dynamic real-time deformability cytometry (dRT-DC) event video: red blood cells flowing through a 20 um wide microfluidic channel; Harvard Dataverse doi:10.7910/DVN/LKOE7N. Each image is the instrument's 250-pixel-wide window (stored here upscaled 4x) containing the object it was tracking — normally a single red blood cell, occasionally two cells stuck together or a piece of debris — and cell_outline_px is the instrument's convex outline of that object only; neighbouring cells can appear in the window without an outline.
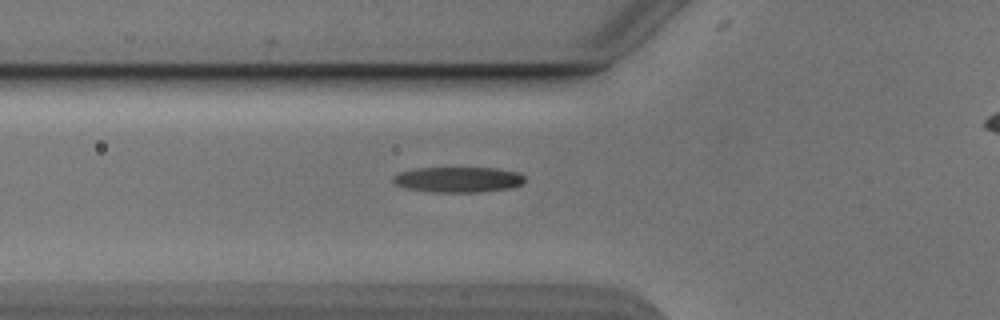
{"species": "Egyptian fruit bat (a non-hibernating species)", "species_latin": "Rousettus aegyptiacus", "temperature_condition": "cold", "stored_images_in_passage": 31, "camera_frame_rate_fps": 3000, "um_per_image_px": 0.085, "animal": {"sex": "male"}, "frame": {"image": 1, "passage_image": 2, "time_ms": 0.333, "image_size_px": [1000, 320], "cell_outline_px": [[524, 180], [520, 184], [512, 188], [480, 192], [432, 192], [404, 188], [396, 184], [392, 180], [392, 176], [400, 172], [416, 168], [496, 168], [516, 172], [524, 176]], "centroid_in_image_um": [38.91, 15.27], "position_along_channel_um": 86.9, "area_um2": 19.54}}
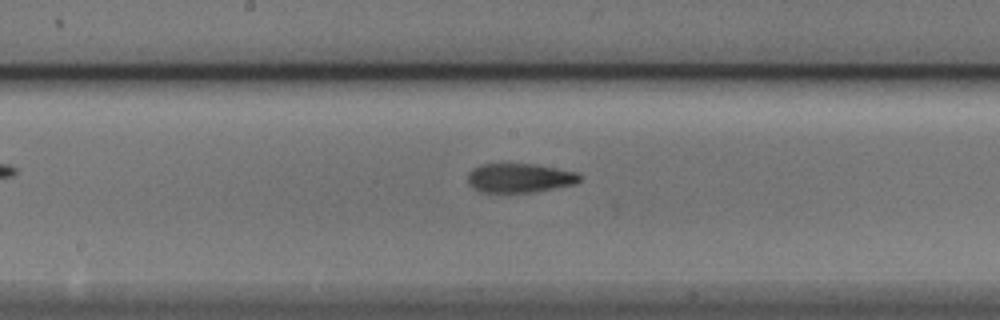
{"frame": {"image": 2, "passage_image": 11, "time_ms": 3.333, "image_size_px": [1000, 320], "cell_outline_px": [[584, 176], [576, 184], [532, 192], [480, 192], [472, 188], [468, 184], [468, 172], [472, 168], [480, 164], [536, 164], [576, 172]], "centroid_in_image_um": [44.16, 15.12], "position_along_channel_um": 204.0, "area_um2": 19.19}}
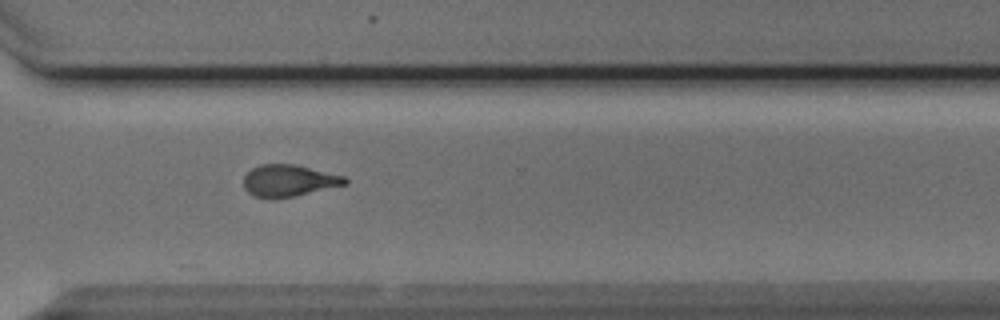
{"frame": {"image": 3, "passage_image": 22, "time_ms": 7.0, "image_size_px": [1000, 320], "cell_outline_px": [[348, 184], [296, 196], [268, 200], [252, 196], [244, 188], [244, 176], [252, 168], [260, 164], [296, 164], [344, 176], [348, 180]], "centroid_in_image_um": [24.53, 15.37], "position_along_channel_um": 346.1, "area_um2": 19.13}, "authors_computed_cell_mechanics": {"area_um2": 19.1896, "velocity_mm_per_s": 3.8823, "shape_relaxation_time_tau1_ms": 5.1166, "shape_relaxation_time_tau2_ms": 2.9956, "deformation_change_tau1": 0.1847, "deformation_change_tau2": 0.1104}}